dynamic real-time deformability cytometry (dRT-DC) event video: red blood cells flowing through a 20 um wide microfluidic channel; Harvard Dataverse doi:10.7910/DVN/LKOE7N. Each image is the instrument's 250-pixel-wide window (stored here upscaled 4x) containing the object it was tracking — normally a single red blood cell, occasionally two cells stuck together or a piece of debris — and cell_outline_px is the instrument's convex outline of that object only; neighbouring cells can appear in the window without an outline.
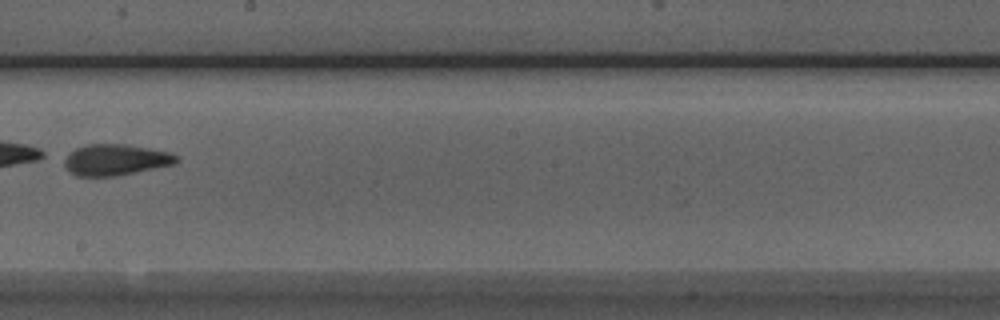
{"species": "Egyptian fruit bat (a non-hibernating species)", "species_latin": "Rousettus aegyptiacus", "temperature_condition": "room temperature", "stored_images_in_passage": 7, "camera_frame_rate_fps": 3000, "um_per_image_px": 0.085, "animal": {"sex": "male"}, "frame": {"image": 1, "passage_image": 6, "time_ms": 1.667, "image_size_px": [1000, 320], "cell_outline_px": [[180, 160], [176, 164], [116, 176], [76, 176], [64, 164], [64, 160], [76, 148], [88, 144], [128, 144], [172, 152], [180, 156]], "centroid_in_image_um": [9.93, 13.57], "position_along_channel_um": 238.3, "area_um2": 20.4}}
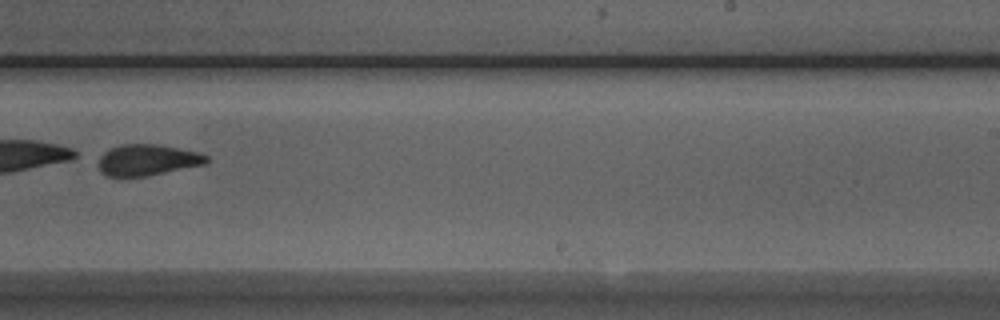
{"frame": {"image": 2, "passage_image": 7, "time_ms": 2.0, "image_size_px": [1000, 320], "cell_outline_px": [[208, 164], [148, 176], [108, 176], [100, 172], [100, 156], [104, 152], [120, 144], [156, 144], [196, 152], [208, 156]], "centroid_in_image_um": [12.56, 13.61], "position_along_channel_um": 276.4, "area_um2": 19.48}}